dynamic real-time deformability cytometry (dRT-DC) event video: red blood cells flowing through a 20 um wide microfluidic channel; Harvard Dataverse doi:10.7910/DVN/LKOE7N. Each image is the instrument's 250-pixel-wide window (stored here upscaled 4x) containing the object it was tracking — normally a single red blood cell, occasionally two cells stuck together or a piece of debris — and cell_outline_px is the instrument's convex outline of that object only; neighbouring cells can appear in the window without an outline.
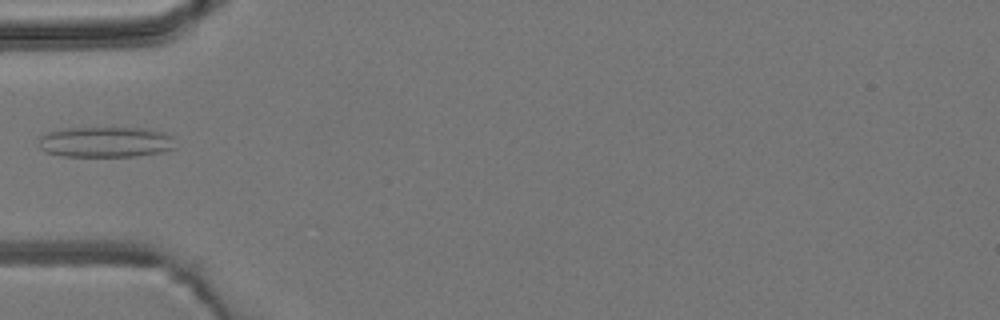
{"species": "common noctule bat (a hibernating species)", "species_latin": "Nyctalus noctula", "temperature_condition": "room temperature", "stored_images_in_passage": 5, "camera_frame_rate_fps": 3000, "um_per_image_px": 0.085, "animal": {"sex": "male", "body_mass_g": 19.2, "forearm_length_mm": 51.8}, "frame": {"image": 1, "passage_image": 5, "time_ms": 4.667, "image_size_px": [1000, 320], "cell_outline_px": [[176, 148], [164, 152], [136, 156], [64, 156], [48, 152], [40, 148], [40, 136], [48, 132], [64, 128], [148, 128], [164, 132], [172, 136]], "centroid_in_image_um": [9.04, 12.07], "position_along_channel_um": 76.0, "area_um2": 24.45}}